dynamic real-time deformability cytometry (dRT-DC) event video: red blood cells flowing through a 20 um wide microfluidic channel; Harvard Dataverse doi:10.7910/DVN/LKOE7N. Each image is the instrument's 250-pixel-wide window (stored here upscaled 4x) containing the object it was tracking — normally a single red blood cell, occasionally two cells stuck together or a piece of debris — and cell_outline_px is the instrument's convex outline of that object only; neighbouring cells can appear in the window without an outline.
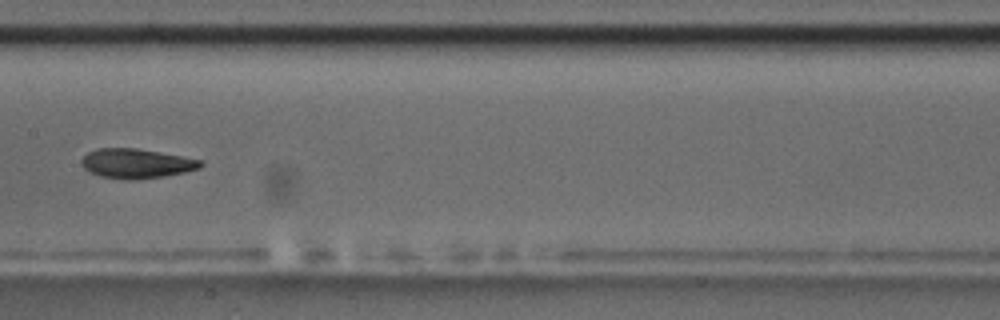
{"species": "common noctule bat (a hibernating species)", "species_latin": "Nyctalus noctula", "temperature_condition": "room temperature", "stored_images_in_passage": 8, "camera_frame_rate_fps": 3000, "um_per_image_px": 0.085, "animal": {"sex": "male", "body_mass_g": 17.5, "forearm_length_mm": 52.3}, "frame": {"image": 1, "passage_image": 8, "time_ms": 8.333, "image_size_px": [1000, 320], "cell_outline_px": [[204, 164], [200, 168], [184, 172], [164, 176], [136, 180], [124, 180], [100, 176], [88, 172], [80, 164], [80, 160], [88, 152], [96, 148], [136, 148], [204, 160]], "centroid_in_image_um": [11.57, 13.9], "position_along_channel_um": 195.8, "area_um2": 20.75}}